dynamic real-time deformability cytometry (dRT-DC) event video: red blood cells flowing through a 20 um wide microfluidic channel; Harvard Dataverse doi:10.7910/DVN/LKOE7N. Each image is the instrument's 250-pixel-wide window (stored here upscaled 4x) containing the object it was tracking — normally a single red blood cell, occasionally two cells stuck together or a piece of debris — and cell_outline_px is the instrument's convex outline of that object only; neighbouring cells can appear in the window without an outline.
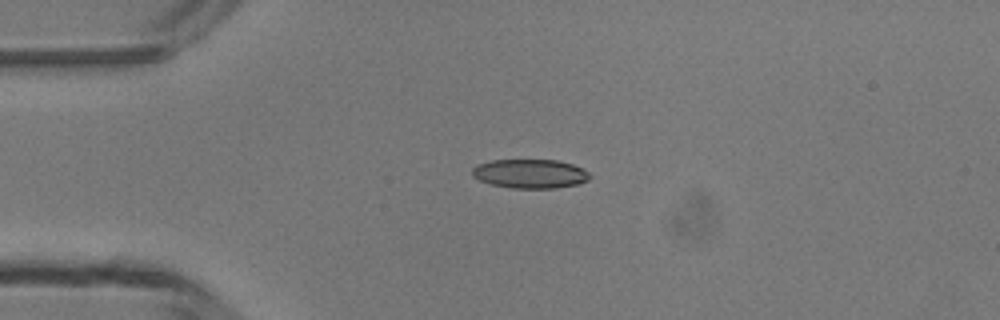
{"species": "common noctule bat (a hibernating species)", "species_latin": "Nyctalus noctula", "temperature_condition": "room temperature", "stored_images_in_passage": 6, "camera_frame_rate_fps": 3000, "um_per_image_px": 0.085, "animal": {"sex": "male", "body_mass_g": 13.3}, "frame": {"image": 1, "passage_image": 4, "time_ms": 3.667, "image_size_px": [1000, 320], "cell_outline_px": [[592, 176], [588, 180], [576, 184], [556, 188], [512, 188], [492, 184], [480, 180], [472, 176], [472, 168], [476, 164], [492, 160], [556, 160], [572, 164], [588, 172]], "centroid_in_image_um": [45.04, 14.76], "position_along_channel_um": 40.0, "area_um2": 19.83}}
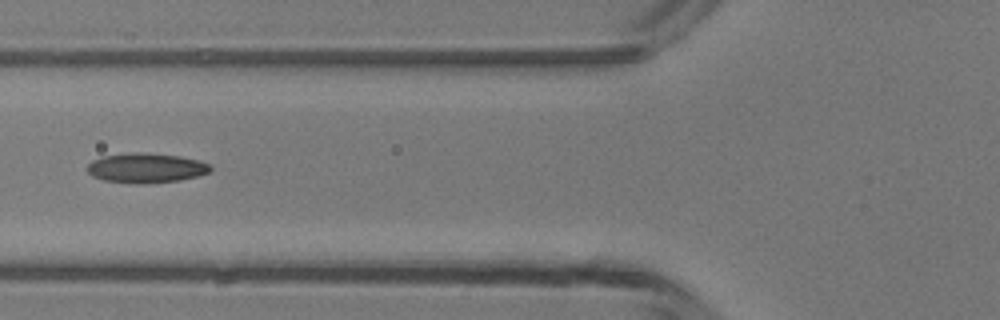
{"frame": {"image": 2, "passage_image": 6, "time_ms": 6.0, "image_size_px": [1000, 320], "cell_outline_px": [[212, 168], [208, 172], [196, 176], [180, 180], [144, 184], [136, 184], [104, 180], [92, 176], [88, 172], [88, 164], [92, 160], [104, 156], [136, 152], [144, 152], [180, 156], [196, 160], [208, 164]], "centroid_in_image_um": [12.39, 14.28], "position_along_channel_um": 113.4, "area_um2": 21.15}}